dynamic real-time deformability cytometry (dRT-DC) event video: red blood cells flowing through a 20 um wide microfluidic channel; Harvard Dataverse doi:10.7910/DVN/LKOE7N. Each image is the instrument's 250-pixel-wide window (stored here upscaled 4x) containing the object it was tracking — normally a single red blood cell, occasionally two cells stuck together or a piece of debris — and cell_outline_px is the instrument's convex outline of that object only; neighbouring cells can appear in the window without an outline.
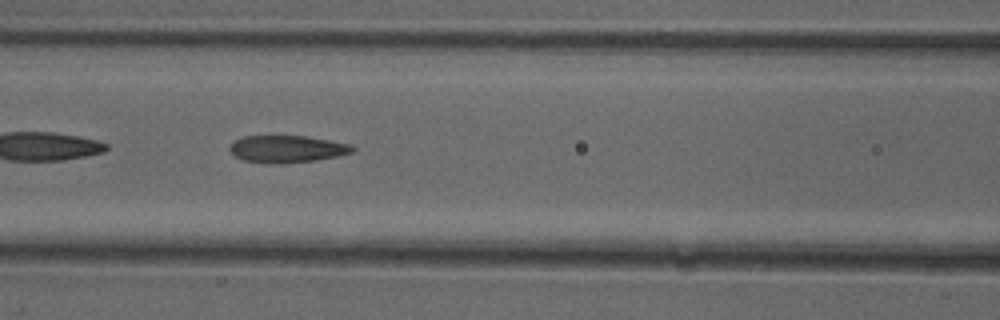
{"species": "common noctule bat (a hibernating species)", "species_latin": "Nyctalus noctula", "temperature_condition": "cold", "stored_images_in_passage": 51, "camera_frame_rate_fps": 3000, "um_per_image_px": 0.085, "animal": {"sex": "female"}, "frame": {"image": 1, "passage_image": 22, "time_ms": 7.0, "image_size_px": [1000, 320], "cell_outline_px": [[356, 148], [352, 152], [336, 156], [316, 160], [280, 164], [244, 160], [236, 156], [228, 148], [236, 140], [244, 136], [304, 136], [352, 144]], "centroid_in_image_um": [24.43, 12.66], "position_along_channel_um": 142.2, "area_um2": 19.13}}
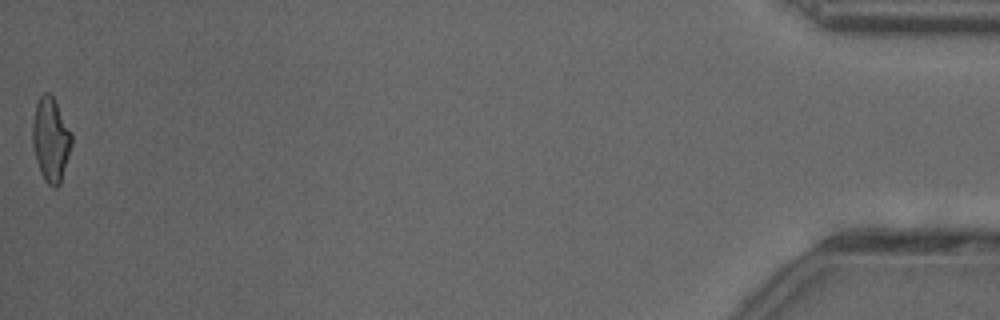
{"frame": {"image": 2, "passage_image": 51, "time_ms": 16.667, "image_size_px": [1000, 320], "cell_outline_px": [[72, 144], [60, 184], [56, 188], [52, 188], [44, 180], [40, 172], [36, 160], [32, 144], [32, 124], [36, 104], [40, 96], [44, 92], [48, 92], [52, 96], [72, 136]], "centroid_in_image_um": [4.29, 11.91], "position_along_channel_um": 430.9, "area_um2": 18.9}, "authors_computed_cell_mechanics": {"area_um2": 19.652, "velocity_mm_per_s": 4.034, "shape_relaxation_time_tau1_ms": 7.879, "shape_relaxation_time_tau2_ms": 2.1199, "deformation_change_tau1": 0.198, "deformation_change_tau2": 0.1179}}